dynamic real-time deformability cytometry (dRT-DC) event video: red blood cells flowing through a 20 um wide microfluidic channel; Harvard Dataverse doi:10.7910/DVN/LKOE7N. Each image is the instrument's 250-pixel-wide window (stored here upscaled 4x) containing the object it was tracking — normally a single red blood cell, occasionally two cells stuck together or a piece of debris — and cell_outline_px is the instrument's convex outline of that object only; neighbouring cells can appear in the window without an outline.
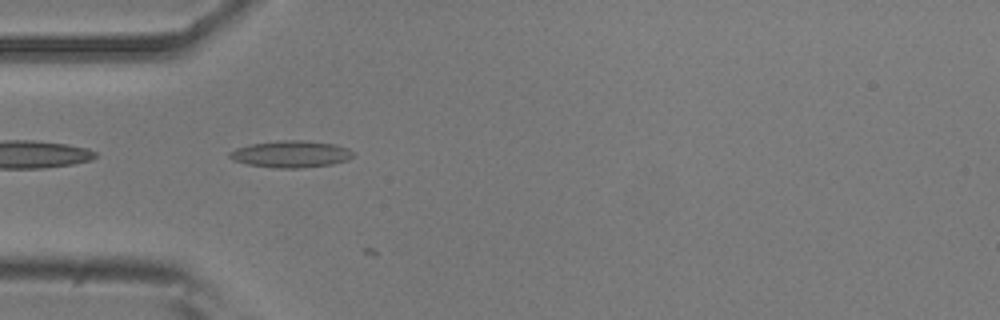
{"species": "common noctule bat (a hibernating species)", "species_latin": "Nyctalus noctula", "temperature_condition": "room temperature", "stored_images_in_passage": 6, "camera_frame_rate_fps": 3000, "um_per_image_px": 0.085, "animal": {"sex": "male", "body_mass_g": 20.5, "forearm_length_mm": 52.5}, "frame": {"image": 1, "passage_image": 3, "time_ms": 0.667, "image_size_px": [1000, 320], "cell_outline_px": [[352, 156], [348, 160], [332, 164], [300, 168], [276, 168], [248, 164], [232, 160], [228, 156], [228, 152], [236, 148], [252, 144], [276, 140], [308, 140], [336, 144], [348, 148], [352, 152]], "centroid_in_image_um": [24.72, 13.09], "position_along_channel_um": 60.3, "area_um2": 19.42}}